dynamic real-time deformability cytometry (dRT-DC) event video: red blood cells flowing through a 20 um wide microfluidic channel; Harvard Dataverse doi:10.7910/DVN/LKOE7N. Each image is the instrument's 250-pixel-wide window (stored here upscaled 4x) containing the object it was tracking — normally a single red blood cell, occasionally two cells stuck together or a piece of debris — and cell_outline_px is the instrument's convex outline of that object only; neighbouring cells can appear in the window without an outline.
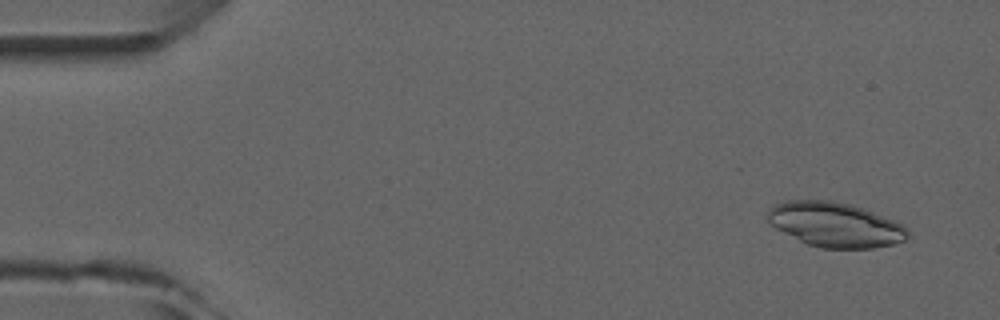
{"species": "common noctule bat (a hibernating species)", "species_latin": "Nyctalus noctula", "temperature_condition": "room temperature", "stored_images_in_passage": 4, "camera_frame_rate_fps": 3000, "um_per_image_px": 0.085, "animal": {"sex": "male", "forearm_length_mm": 52.5}, "frame": {"image": 1, "passage_image": 1, "time_ms": 0.0, "image_size_px": [1000, 320], "cell_outline_px": [[912, 236], [908, 240], [892, 244], [872, 248], [820, 248], [808, 244], [776, 228], [768, 220], [768, 212], [776, 204], [788, 200], [832, 200], [848, 204], [872, 212], [892, 220], [908, 228]], "centroid_in_image_um": [71.04, 19.11], "position_along_channel_um": 14.0, "area_um2": 36.07}}